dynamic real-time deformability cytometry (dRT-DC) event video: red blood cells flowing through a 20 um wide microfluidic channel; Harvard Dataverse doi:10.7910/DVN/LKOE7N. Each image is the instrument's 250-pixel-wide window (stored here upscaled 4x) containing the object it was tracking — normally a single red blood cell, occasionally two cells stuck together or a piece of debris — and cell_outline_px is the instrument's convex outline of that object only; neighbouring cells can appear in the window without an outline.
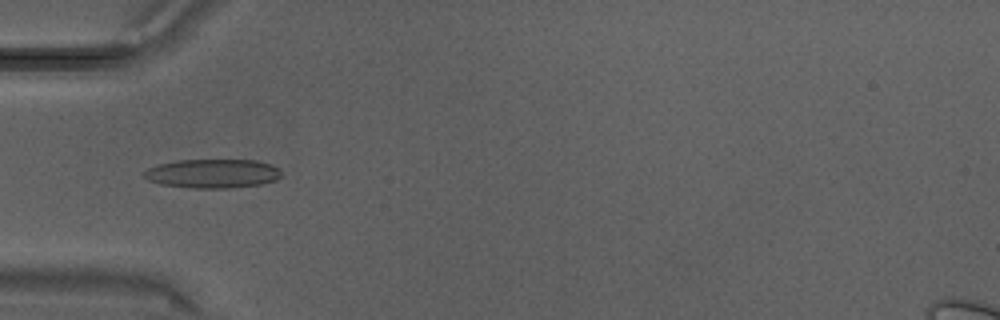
{"species": "Egyptian fruit bat (a non-hibernating species)", "species_latin": "Rousettus aegyptiacus", "temperature_condition": "warm", "stored_images_in_passage": 32, "camera_frame_rate_fps": 3000, "um_per_image_px": 0.085, "animal": {"sex": "male"}, "frame": {"image": 1, "passage_image": 11, "time_ms": 3.333, "image_size_px": [1000, 320], "cell_outline_px": [[280, 176], [276, 180], [260, 184], [232, 188], [192, 188], [160, 184], [148, 180], [144, 176], [144, 172], [148, 168], [160, 164], [180, 160], [256, 160], [272, 164], [280, 172]], "centroid_in_image_um": [18.07, 14.75], "position_along_channel_um": 66.9, "area_um2": 23.06}}
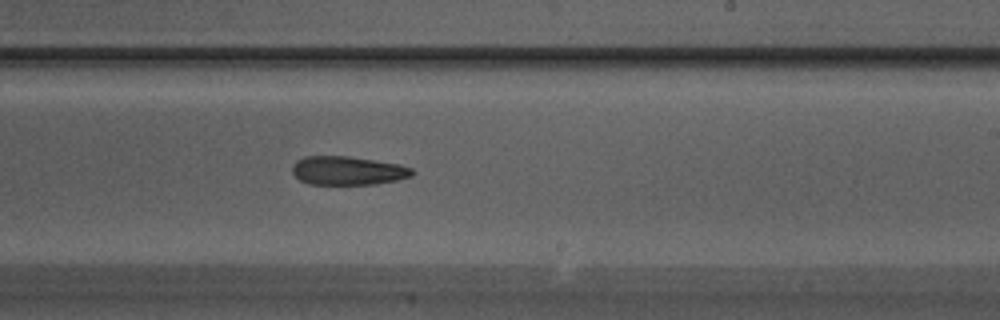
{"frame": {"image": 2, "passage_image": 20, "time_ms": 6.333, "image_size_px": [1000, 320], "cell_outline_px": [[416, 172], [412, 176], [396, 180], [376, 184], [308, 184], [300, 180], [292, 172], [292, 164], [296, 160], [304, 156], [348, 156], [400, 164], [412, 168]], "centroid_in_image_um": [29.56, 14.5], "position_along_channel_um": 259.4, "area_um2": 20.17}}
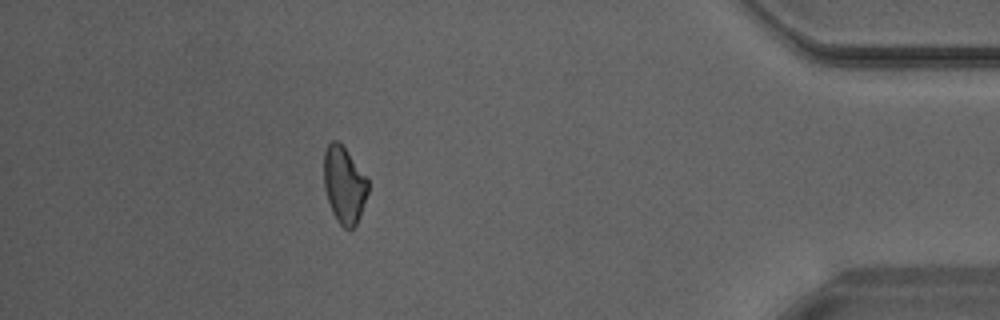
{"frame": {"image": 3, "passage_image": 29, "time_ms": 9.333, "image_size_px": [1000, 320], "cell_outline_px": [[368, 192], [360, 216], [356, 224], [352, 228], [344, 228], [336, 220], [332, 212], [324, 188], [324, 152], [328, 144], [332, 140], [336, 140], [344, 148], [368, 180]], "centroid_in_image_um": [29.24, 15.74], "position_along_channel_um": 406.0, "area_um2": 19.42}}